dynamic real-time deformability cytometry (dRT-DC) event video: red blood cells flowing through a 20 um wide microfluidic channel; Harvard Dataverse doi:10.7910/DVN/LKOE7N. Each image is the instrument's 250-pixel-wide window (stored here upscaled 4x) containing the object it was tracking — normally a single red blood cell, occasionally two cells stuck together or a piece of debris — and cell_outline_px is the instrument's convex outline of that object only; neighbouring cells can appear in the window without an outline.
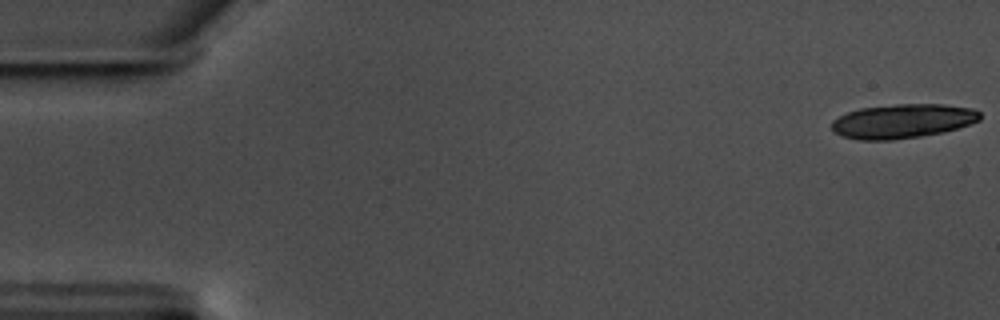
{"species": "common noctule bat (a hibernating species)", "species_latin": "Nyctalus noctula", "temperature_condition": "warm", "stored_images_in_passage": 15, "camera_frame_rate_fps": 3000, "um_per_image_px": 0.085, "animal": {"sex": "male", "body_mass_g": 17.5, "forearm_length_mm": 52.3}, "frame": {"image": 1, "passage_image": 1, "time_ms": 0.0, "image_size_px": [1000, 320], "cell_outline_px": [[980, 120], [944, 132], [920, 136], [892, 140], [860, 140], [840, 136], [832, 132], [832, 120], [848, 112], [860, 108], [896, 104], [944, 104], [972, 108], [980, 112]], "centroid_in_image_um": [76.69, 10.3], "position_along_channel_um": 8.3, "area_um2": 29.59}}